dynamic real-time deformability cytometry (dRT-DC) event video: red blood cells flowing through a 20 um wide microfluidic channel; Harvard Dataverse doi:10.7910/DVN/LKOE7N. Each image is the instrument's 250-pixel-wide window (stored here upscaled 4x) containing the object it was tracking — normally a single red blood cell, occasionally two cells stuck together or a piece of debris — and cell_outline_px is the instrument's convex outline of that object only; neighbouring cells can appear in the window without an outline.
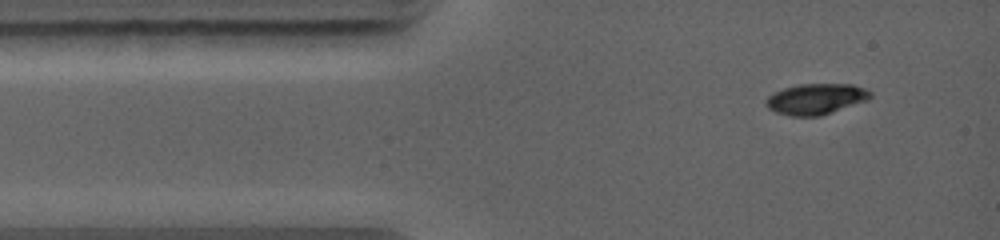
{"species": "common noctule bat (a hibernating species)", "species_latin": "Nyctalus noctula", "temperature_condition": "warm", "stored_images_in_passage": 3, "camera_frame_rate_fps": 5000, "um_per_image_px": 0.085, "animal": {"sex": "female", "body_mass_g": 19.0, "forearm_length_mm": 56.7}, "frame": {"image": 1, "passage_image": 1, "time_ms": 0.0, "image_size_px": [1000, 240], "cell_outline_px": [[872, 96], [868, 100], [820, 116], [792, 116], [776, 112], [768, 108], [764, 104], [764, 100], [772, 92], [784, 88], [800, 84], [852, 84], [864, 88], [872, 92]], "centroid_in_image_um": [69.33, 8.41], "position_along_channel_um": 15.7, "area_um2": 18.84}}
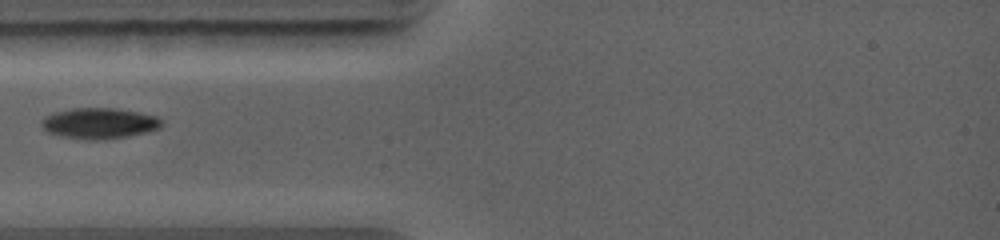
{"frame": {"image": 2, "passage_image": 3, "time_ms": 2.2, "image_size_px": [1000, 240], "cell_outline_px": [[164, 124], [160, 128], [148, 132], [128, 136], [96, 140], [88, 140], [60, 136], [48, 132], [40, 124], [40, 120], [44, 116], [52, 112], [72, 108], [116, 108], [156, 116], [164, 120]], "centroid_in_image_um": [8.43, 10.47], "position_along_channel_um": 76.6, "area_um2": 21.79}}